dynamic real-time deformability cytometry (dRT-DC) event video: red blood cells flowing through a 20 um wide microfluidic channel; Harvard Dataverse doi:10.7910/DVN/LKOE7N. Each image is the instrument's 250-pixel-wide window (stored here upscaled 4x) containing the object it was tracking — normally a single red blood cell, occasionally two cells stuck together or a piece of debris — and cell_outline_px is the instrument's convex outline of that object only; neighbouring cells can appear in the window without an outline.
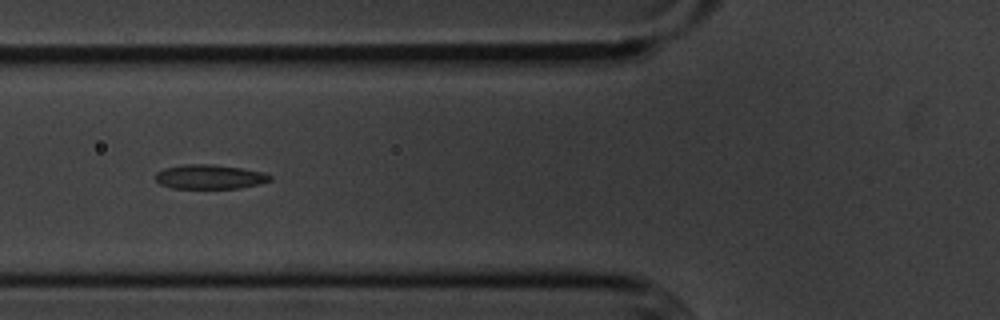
{"species": "common noctule bat (a hibernating species)", "species_latin": "Nyctalus noctula", "temperature_condition": "cold", "stored_images_in_passage": 7, "camera_frame_rate_fps": 3000, "um_per_image_px": 0.085, "animal": {"sex": "male", "body_mass_g": 20.1, "forearm_length_mm": 53.5}, "frame": {"image": 1, "passage_image": 6, "time_ms": 5.667, "image_size_px": [1000, 320], "cell_outline_px": [[272, 180], [260, 184], [240, 188], [172, 188], [160, 184], [156, 180], [156, 172], [164, 168], [184, 164], [212, 164], [240, 168], [264, 172], [272, 176]], "centroid_in_image_um": [17.84, 15.03], "position_along_channel_um": 108.0, "area_um2": 16.3}}
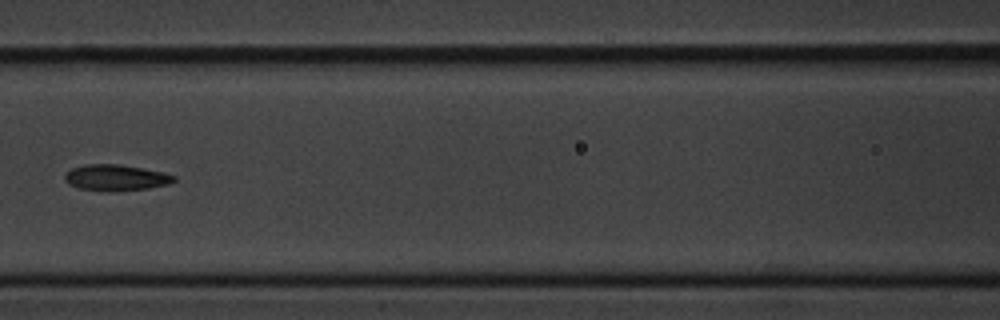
{"frame": {"image": 2, "passage_image": 7, "time_ms": 7.0, "image_size_px": [1000, 320], "cell_outline_px": [[176, 180], [168, 184], [148, 188], [116, 192], [108, 192], [76, 188], [68, 184], [64, 180], [64, 176], [72, 168], [84, 164], [120, 164], [164, 172], [176, 176]], "centroid_in_image_um": [9.83, 15.11], "position_along_channel_um": 156.8, "area_um2": 16.88}}